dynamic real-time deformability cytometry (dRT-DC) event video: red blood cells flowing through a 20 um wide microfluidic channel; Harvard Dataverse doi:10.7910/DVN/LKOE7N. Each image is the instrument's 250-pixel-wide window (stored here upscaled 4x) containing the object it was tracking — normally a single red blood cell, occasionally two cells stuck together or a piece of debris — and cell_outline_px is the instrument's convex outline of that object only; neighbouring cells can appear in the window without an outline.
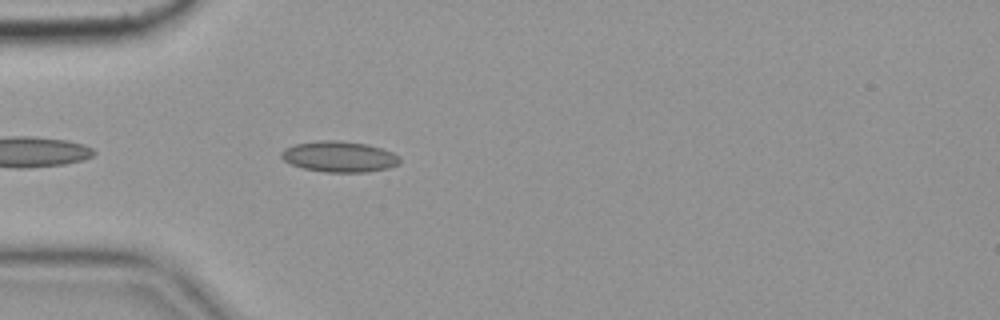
{"species": "common noctule bat (a hibernating species)", "species_latin": "Nyctalus noctula", "temperature_condition": "cold", "stored_images_in_passage": 16, "camera_frame_rate_fps": 3000, "um_per_image_px": 0.085, "animal": {"sex": "female", "body_mass_g": 19.9}, "frame": {"image": 1, "passage_image": 5, "time_ms": 1.333, "image_size_px": [1000, 320], "cell_outline_px": [[400, 164], [388, 168], [368, 172], [324, 172], [304, 168], [292, 164], [284, 160], [280, 156], [280, 152], [284, 148], [296, 144], [316, 140], [336, 140], [368, 144], [392, 152], [400, 156]], "centroid_in_image_um": [28.85, 13.31], "position_along_channel_um": 56.2, "area_um2": 21.39}}
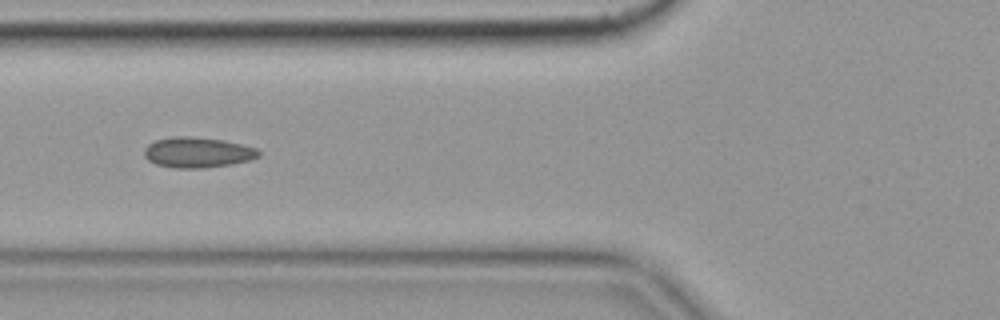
{"frame": {"image": 2, "passage_image": 10, "time_ms": 3.0, "image_size_px": [1000, 320], "cell_outline_px": [[260, 156], [248, 160], [232, 164], [204, 168], [176, 168], [156, 164], [148, 160], [144, 156], [144, 148], [148, 144], [156, 140], [172, 136], [192, 136], [224, 140], [256, 148], [260, 152]], "centroid_in_image_um": [16.77, 12.95], "position_along_channel_um": 109.0, "area_um2": 20.35}}